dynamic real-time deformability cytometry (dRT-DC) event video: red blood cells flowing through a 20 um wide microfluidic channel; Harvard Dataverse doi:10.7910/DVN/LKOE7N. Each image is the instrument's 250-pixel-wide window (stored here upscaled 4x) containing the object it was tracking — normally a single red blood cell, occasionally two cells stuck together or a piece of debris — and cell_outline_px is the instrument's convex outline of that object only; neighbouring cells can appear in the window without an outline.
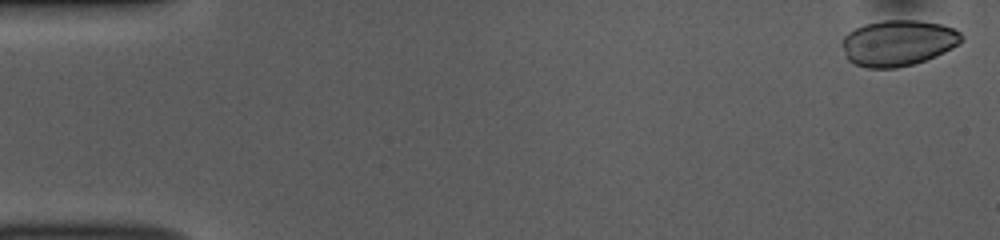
{"species": "common noctule bat (a hibernating species)", "species_latin": "Nyctalus noctula", "temperature_condition": "room temperature", "stored_images_in_passage": 51, "camera_frame_rate_fps": 3000, "um_per_image_px": 0.085, "animal": {"sex": "female", "body_mass_g": 10.0, "forearm_length_mm": 53.1}, "frame": {"image": 1, "passage_image": 1, "time_ms": 0.0, "image_size_px": [1000, 240], "cell_outline_px": [[964, 36], [960, 44], [936, 56], [912, 64], [896, 68], [868, 68], [856, 64], [848, 60], [844, 56], [840, 44], [844, 36], [848, 32], [864, 24], [884, 20], [920, 20], [944, 24], [960, 32]], "centroid_in_image_um": [76.32, 3.64], "position_along_channel_um": 8.7, "area_um2": 32.25}}
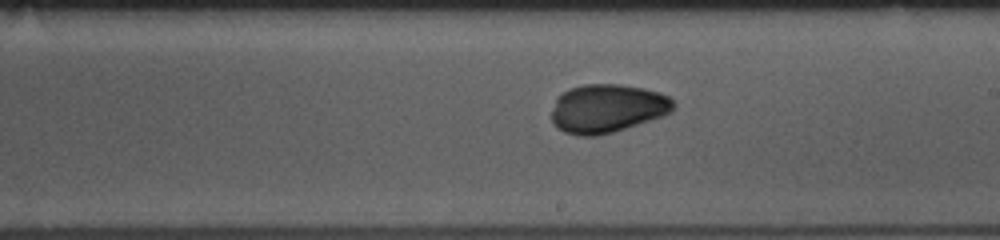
{"frame": {"image": 2, "passage_image": 29, "time_ms": 9.333, "image_size_px": [1000, 240], "cell_outline_px": [[676, 104], [672, 112], [664, 116], [612, 132], [596, 136], [576, 136], [564, 132], [556, 128], [552, 124], [552, 108], [556, 96], [568, 88], [584, 84], [620, 84], [644, 88], [660, 92], [668, 96]], "centroid_in_image_um": [51.59, 9.21], "position_along_channel_um": 237.4, "area_um2": 34.97}}
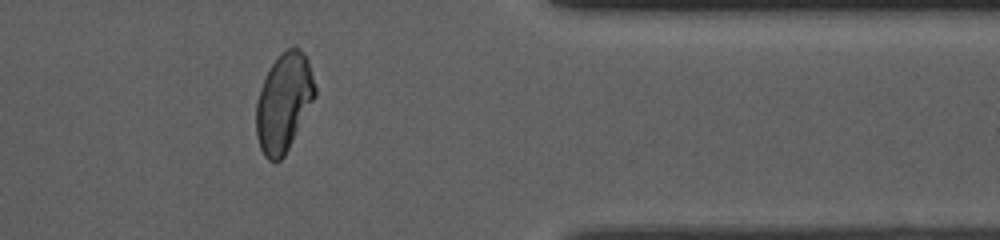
{"frame": {"image": 3, "passage_image": 42, "time_ms": 13.667, "image_size_px": [1000, 240], "cell_outline_px": [[316, 96], [284, 156], [280, 160], [268, 160], [264, 156], [260, 148], [256, 136], [256, 104], [260, 88], [268, 68], [276, 56], [280, 52], [288, 48], [300, 48], [304, 52], [308, 60], [316, 88]], "centroid_in_image_um": [24.11, 8.67], "position_along_channel_um": 387.3, "area_um2": 33.81}}